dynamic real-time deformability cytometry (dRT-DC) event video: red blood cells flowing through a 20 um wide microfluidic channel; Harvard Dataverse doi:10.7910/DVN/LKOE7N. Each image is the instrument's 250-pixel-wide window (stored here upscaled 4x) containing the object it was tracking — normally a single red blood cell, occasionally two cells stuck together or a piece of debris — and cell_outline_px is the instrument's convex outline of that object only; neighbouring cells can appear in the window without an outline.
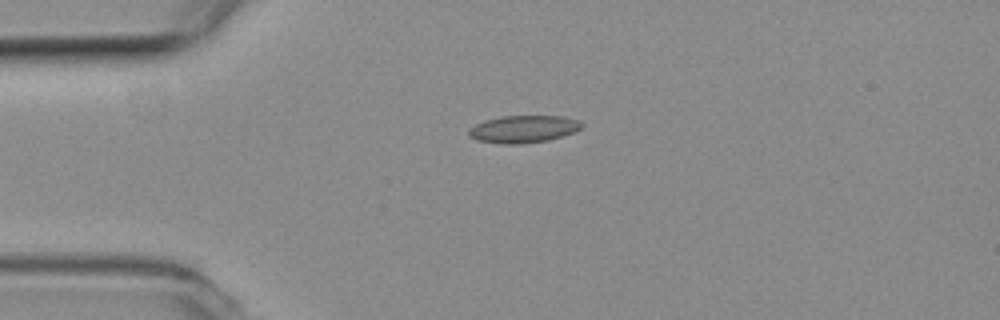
{"species": "common noctule bat (a hibernating species)", "species_latin": "Nyctalus noctula", "temperature_condition": "room temperature", "stored_images_in_passage": 5, "camera_frame_rate_fps": 3000, "um_per_image_px": 0.085, "animal": {"sex": "female", "body_mass_g": 19.3, "forearm_length_mm": 54.1}, "frame": {"image": 1, "passage_image": 1, "time_ms": 0.0, "image_size_px": [1000, 320], "cell_outline_px": [[584, 124], [576, 132], [548, 140], [524, 144], [500, 144], [476, 140], [468, 136], [468, 128], [484, 120], [500, 116], [564, 116], [580, 120]], "centroid_in_image_um": [44.48, 10.97], "position_along_channel_um": 40.5, "area_um2": 18.32}}
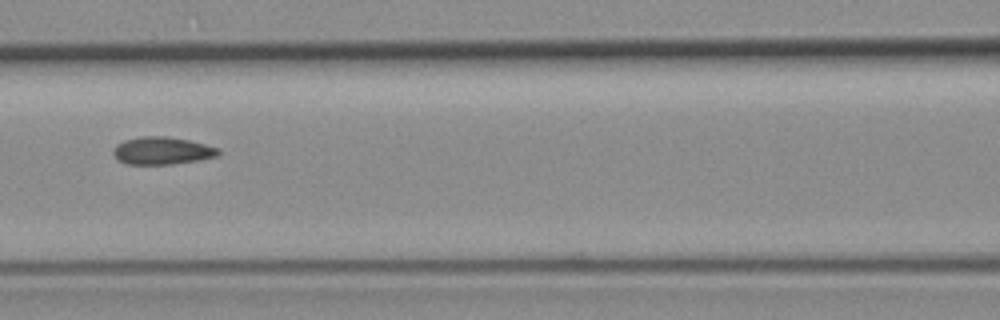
{"frame": {"image": 2, "passage_image": 4, "time_ms": 1.0, "image_size_px": [1000, 320], "cell_outline_px": [[220, 152], [216, 156], [200, 160], [172, 164], [128, 164], [116, 160], [112, 152], [112, 148], [116, 144], [124, 140], [140, 136], [168, 136], [188, 140], [220, 148]], "centroid_in_image_um": [13.74, 12.81], "position_along_channel_um": 152.9, "area_um2": 17.05}}
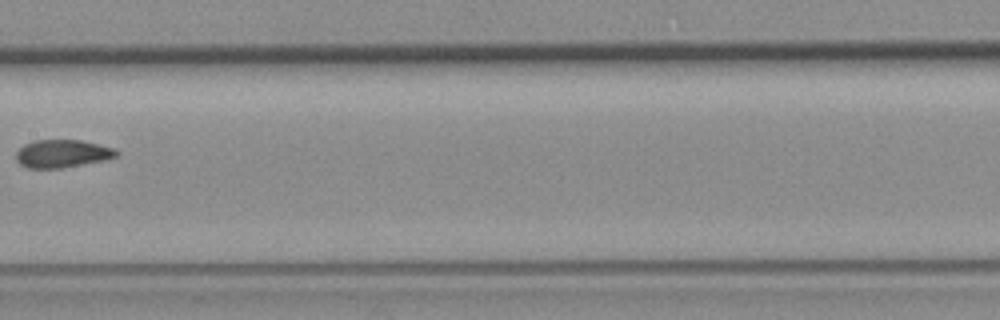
{"frame": {"image": 3, "passage_image": 5, "time_ms": 1.333, "image_size_px": [1000, 320], "cell_outline_px": [[120, 152], [116, 156], [104, 160], [60, 168], [28, 168], [20, 164], [16, 160], [16, 152], [24, 144], [36, 140], [80, 140], [116, 148]], "centroid_in_image_um": [5.29, 13.05], "position_along_channel_um": 202.1, "area_um2": 16.24}}